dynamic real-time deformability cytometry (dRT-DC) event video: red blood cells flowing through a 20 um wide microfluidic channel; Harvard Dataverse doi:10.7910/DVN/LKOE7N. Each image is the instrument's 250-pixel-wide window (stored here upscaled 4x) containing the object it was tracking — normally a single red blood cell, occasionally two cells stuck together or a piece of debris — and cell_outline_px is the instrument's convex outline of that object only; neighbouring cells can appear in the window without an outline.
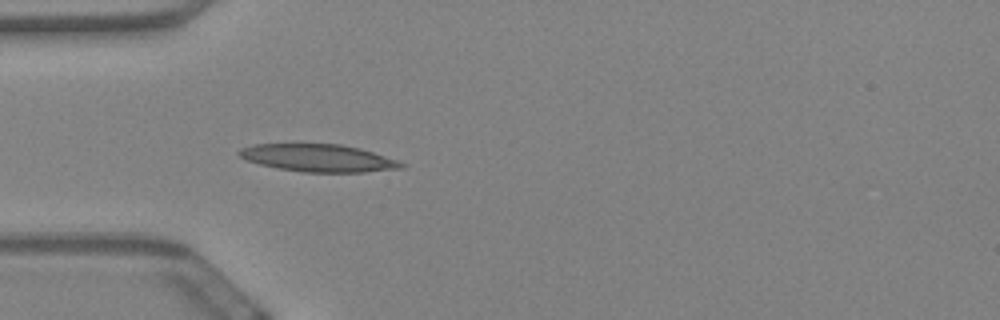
{"species": "Egyptian fruit bat (a non-hibernating species)", "species_latin": "Rousettus aegyptiacus", "temperature_condition": "warm", "stored_images_in_passage": 43, "camera_frame_rate_fps": 3000, "um_per_image_px": 0.085, "animal": {"sex": "female"}, "frame": {"image": 1, "passage_image": 9, "time_ms": 2.667, "image_size_px": [1000, 320], "cell_outline_px": [[408, 164], [404, 168], [364, 172], [304, 172], [280, 168], [260, 164], [248, 160], [240, 156], [236, 152], [240, 148], [252, 144], [340, 144], [360, 148], [400, 160]], "centroid_in_image_um": [27.12, 13.42], "position_along_channel_um": 57.9, "area_um2": 26.07}}
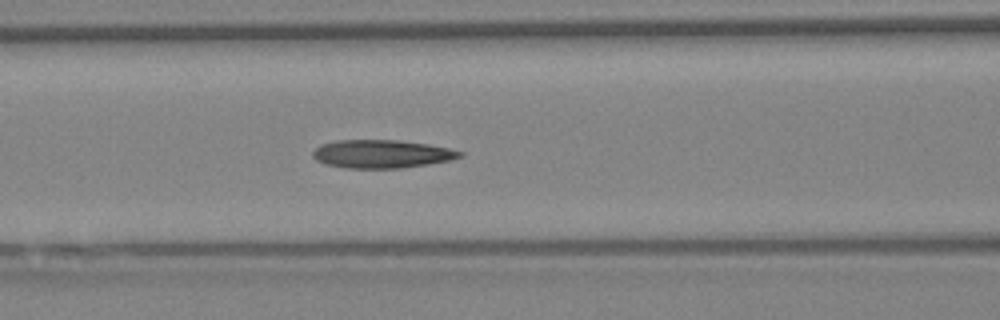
{"frame": {"image": 2, "passage_image": 16, "time_ms": 5.0, "image_size_px": [1000, 320], "cell_outline_px": [[464, 156], [452, 160], [428, 164], [400, 168], [344, 168], [324, 164], [316, 160], [312, 156], [312, 152], [320, 144], [336, 140], [396, 140], [428, 144], [448, 148], [464, 152]], "centroid_in_image_um": [32.43, 13.09], "position_along_channel_um": 134.2, "area_um2": 24.33}}
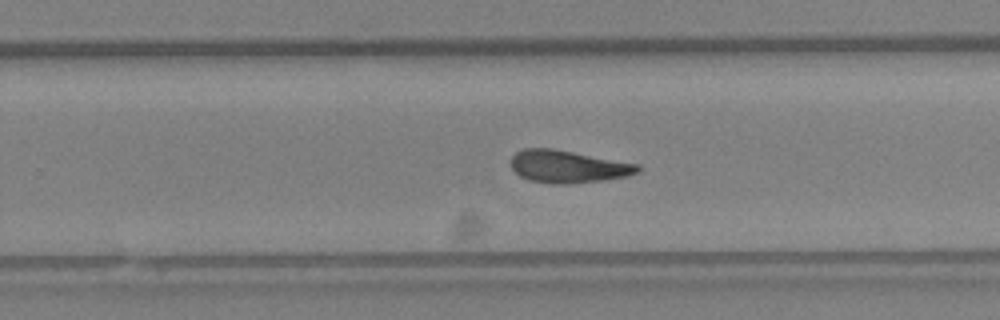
{"frame": {"image": 3, "passage_image": 29, "time_ms": 9.333, "image_size_px": [1000, 320], "cell_outline_px": [[640, 172], [628, 176], [604, 180], [568, 184], [552, 184], [528, 180], [520, 176], [512, 168], [512, 156], [516, 152], [524, 148], [552, 148], [640, 164]], "centroid_in_image_um": [48.3, 14.16], "position_along_channel_um": 281.5, "area_um2": 24.1}, "authors_computed_cell_mechanics": {"area_um2": 24.0448, "velocity_mm_per_s": 3.4282, "shape_relaxation_time_tau1_ms": null, "shape_relaxation_time_tau2_ms": 5.4452, "deformation_change_tau1": null, "deformation_change_tau2": 0.1467}}